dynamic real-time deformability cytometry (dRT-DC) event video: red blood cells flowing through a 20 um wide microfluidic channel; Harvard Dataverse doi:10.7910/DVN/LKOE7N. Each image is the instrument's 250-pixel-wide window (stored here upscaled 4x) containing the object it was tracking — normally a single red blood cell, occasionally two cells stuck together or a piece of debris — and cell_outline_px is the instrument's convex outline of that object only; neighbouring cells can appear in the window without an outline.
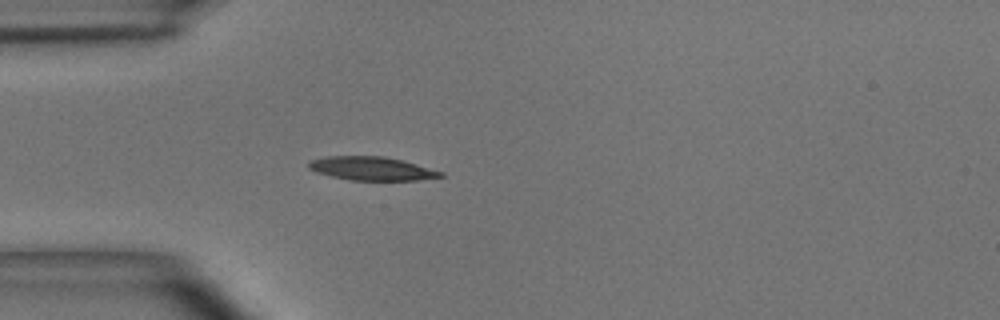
{"species": "common noctule bat (a hibernating species)", "species_latin": "Nyctalus noctula", "temperature_condition": "room temperature", "stored_images_in_passage": 3, "camera_frame_rate_fps": 3000, "um_per_image_px": 0.085, "animal": {"sex": "male", "body_mass_g": 15.6}, "frame": {"image": 1, "passage_image": 3, "time_ms": 0.667, "image_size_px": [1000, 320], "cell_outline_px": [[444, 176], [416, 180], [352, 180], [332, 176], [316, 172], [308, 168], [308, 164], [312, 160], [324, 156], [384, 156], [404, 160], [444, 172]], "centroid_in_image_um": [31.61, 14.31], "position_along_channel_um": 53.4, "area_um2": 18.09}}